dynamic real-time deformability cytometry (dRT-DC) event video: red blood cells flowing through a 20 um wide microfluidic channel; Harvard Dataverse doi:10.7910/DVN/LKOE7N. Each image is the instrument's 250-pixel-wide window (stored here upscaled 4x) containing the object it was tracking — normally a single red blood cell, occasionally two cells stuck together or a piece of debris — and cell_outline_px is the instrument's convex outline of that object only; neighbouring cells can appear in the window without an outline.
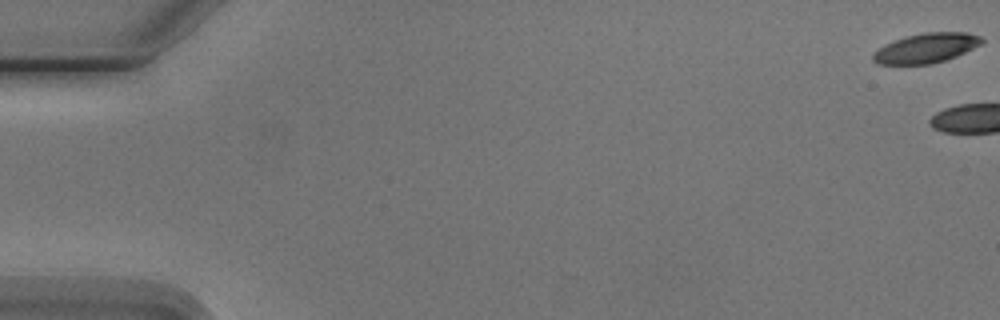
{"species": "Egyptian fruit bat (a non-hibernating species)", "species_latin": "Rousettus aegyptiacus", "temperature_condition": "cold", "stored_images_in_passage": 5, "camera_frame_rate_fps": 3000, "um_per_image_px": 0.085, "animal": {"sex": "male"}, "frame": {"image": 1, "passage_image": 1, "time_ms": 0.0, "image_size_px": [1000, 320], "cell_outline_px": [[984, 40], [980, 44], [956, 56], [932, 64], [876, 64], [872, 60], [872, 56], [884, 44], [904, 36], [924, 32], [968, 32], [980, 36]], "centroid_in_image_um": [78.7, 4.07], "position_along_channel_um": 6.3, "area_um2": 18.73}}